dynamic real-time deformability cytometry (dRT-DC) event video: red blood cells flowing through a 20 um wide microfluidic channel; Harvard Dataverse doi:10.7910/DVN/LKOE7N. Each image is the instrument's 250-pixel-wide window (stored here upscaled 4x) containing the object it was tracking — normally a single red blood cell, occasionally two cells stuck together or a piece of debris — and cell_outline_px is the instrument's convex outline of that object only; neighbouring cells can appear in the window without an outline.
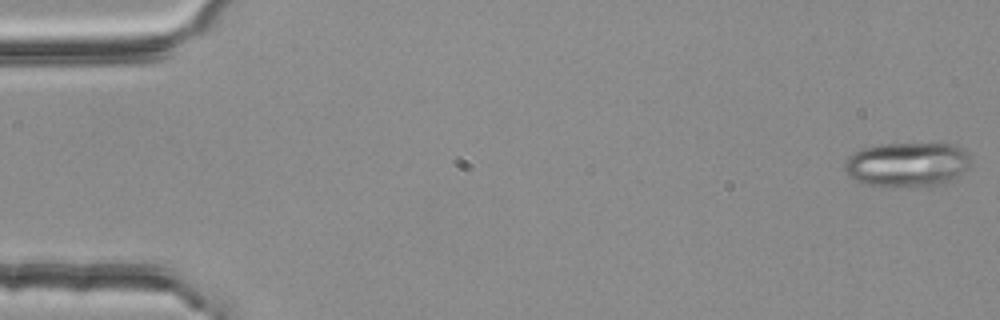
{"species": "common noctule bat (a hibernating species)", "species_latin": "Nyctalus noctula", "temperature_condition": "room temperature", "stored_images_in_passage": 54, "camera_frame_rate_fps": 3000, "um_per_image_px": 0.085, "animal": {"sex": "female", "body_mass_g": 25.1}, "frame": {"image": 1, "passage_image": 1, "time_ms": 0.0, "image_size_px": [1000, 320], "cell_outline_px": [[972, 160], [968, 168], [956, 180], [944, 184], [928, 188], [892, 188], [864, 184], [848, 176], [844, 168], [844, 160], [848, 156], [860, 148], [880, 144], [952, 144], [968, 152]], "centroid_in_image_um": [77.13, 14.03], "position_along_channel_um": 7.9, "area_um2": 34.04}}
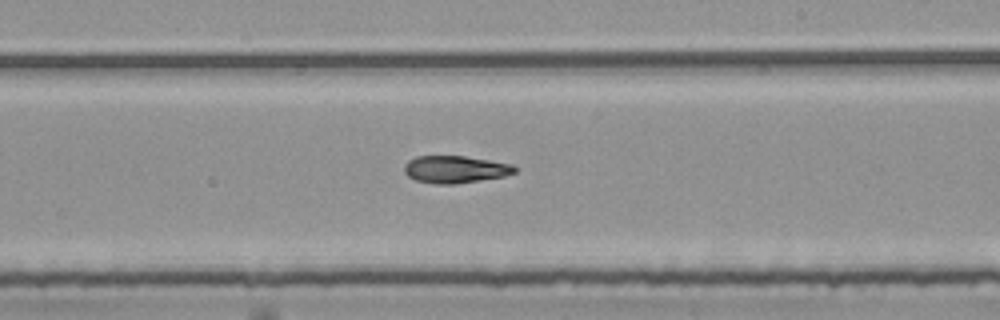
{"frame": {"image": 2, "passage_image": 32, "time_ms": 10.333, "image_size_px": [1000, 320], "cell_outline_px": [[516, 172], [504, 176], [452, 184], [436, 184], [416, 180], [408, 176], [404, 172], [404, 164], [408, 160], [416, 156], [464, 156], [512, 164], [516, 168]], "centroid_in_image_um": [38.66, 14.39], "position_along_channel_um": 250.3, "area_um2": 17.4}}
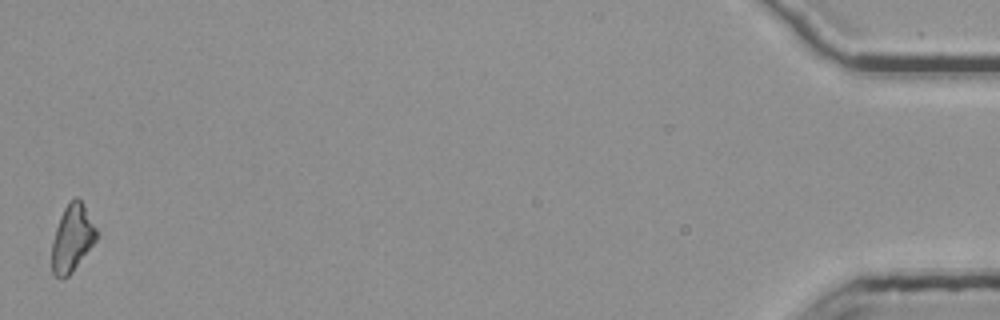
{"frame": {"image": 3, "passage_image": 54, "time_ms": 17.667, "image_size_px": [1000, 320], "cell_outline_px": [[100, 236], [72, 272], [68, 276], [56, 276], [52, 272], [52, 240], [60, 216], [64, 208], [76, 196], [84, 204]], "centroid_in_image_um": [6.16, 20.23], "position_along_channel_um": 429.0, "area_um2": 17.34}, "authors_computed_cell_mechanics": {"area_um2": 17.7735, "velocity_mm_per_s": 3.7843, "shape_relaxation_time_tau1_ms": null, "shape_relaxation_time_tau2_ms": 9.964, "deformation_change_tau1": null, "deformation_change_tau2": 0.1929}}